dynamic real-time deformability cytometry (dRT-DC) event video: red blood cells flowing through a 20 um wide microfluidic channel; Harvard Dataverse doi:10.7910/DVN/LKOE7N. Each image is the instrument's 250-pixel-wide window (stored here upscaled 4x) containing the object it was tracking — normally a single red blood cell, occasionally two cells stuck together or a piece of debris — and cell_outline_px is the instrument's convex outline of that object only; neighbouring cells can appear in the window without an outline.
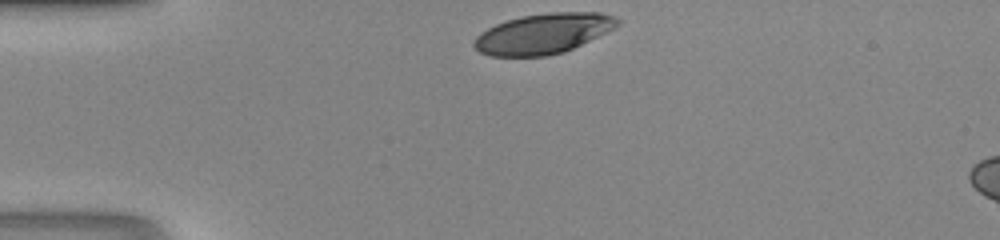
{"species": "human", "species_latin": "Homo sapiens", "temperature_condition": "room temperature", "stored_images_in_passage": 28, "camera_frame_rate_fps": 3000, "um_per_image_px": 0.085, "donor": {"sex": "male"}, "frame": {"image": 1, "passage_image": 1, "time_ms": 0.0, "image_size_px": [1000, 240], "cell_outline_px": [[620, 24], [564, 52], [548, 56], [492, 56], [480, 52], [472, 44], [476, 36], [480, 32], [496, 24], [508, 20], [524, 16], [552, 12], [600, 12], [612, 16], [620, 20]], "centroid_in_image_um": [46.13, 2.86], "position_along_channel_um": 38.9, "area_um2": 33.12}}
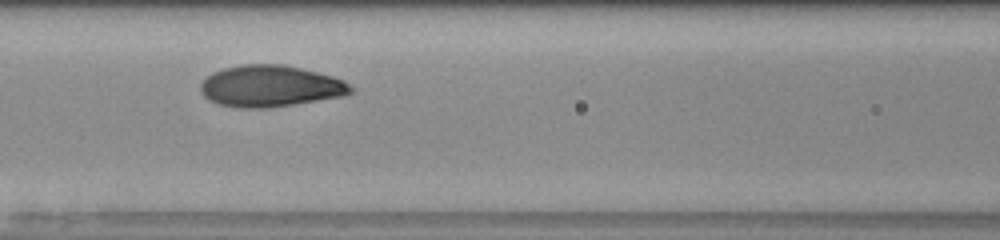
{"frame": {"image": 2, "passage_image": 11, "time_ms": 3.333, "image_size_px": [1000, 240], "cell_outline_px": [[356, 92], [344, 96], [268, 108], [236, 108], [220, 104], [204, 96], [200, 92], [200, 84], [212, 72], [224, 68], [240, 64], [284, 64], [332, 76], [344, 80], [356, 88]], "centroid_in_image_um": [23.02, 7.32], "position_along_channel_um": 143.6, "area_um2": 36.53}}
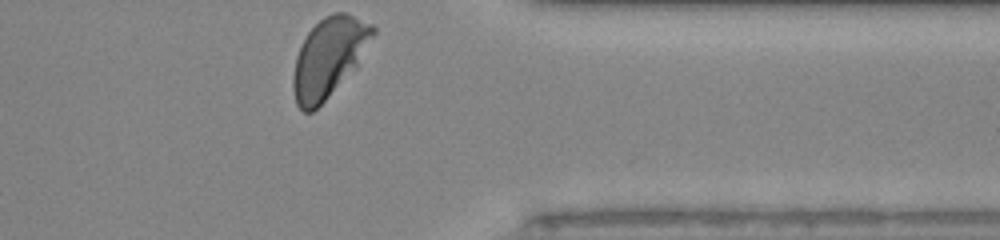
{"frame": {"image": 3, "passage_image": 28, "time_ms": 9.0, "image_size_px": [1000, 240], "cell_outline_px": [[376, 32], [356, 68], [312, 112], [304, 112], [296, 104], [292, 88], [292, 76], [296, 56], [308, 32], [324, 16], [332, 12], [344, 12], [372, 24], [376, 28]], "centroid_in_image_um": [27.95, 4.87], "position_along_channel_um": 383.4, "area_um2": 36.59}}